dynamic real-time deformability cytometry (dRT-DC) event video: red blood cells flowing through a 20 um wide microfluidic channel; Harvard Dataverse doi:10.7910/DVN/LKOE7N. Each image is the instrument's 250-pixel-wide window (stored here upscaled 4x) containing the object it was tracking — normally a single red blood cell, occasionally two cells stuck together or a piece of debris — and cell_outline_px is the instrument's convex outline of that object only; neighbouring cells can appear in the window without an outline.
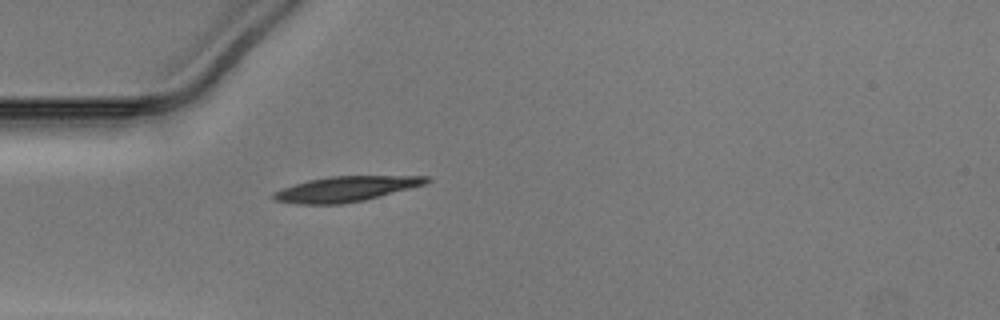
{"species": "Egyptian fruit bat (a non-hibernating species)", "species_latin": "Rousettus aegyptiacus", "temperature_condition": "warm", "stored_images_in_passage": 37, "camera_frame_rate_fps": 3000, "um_per_image_px": 0.085, "animal": {"sex": "male"}, "frame": {"image": 1, "passage_image": 1, "time_ms": 0.0, "image_size_px": [1000, 320], "cell_outline_px": [[432, 180], [424, 184], [364, 200], [344, 204], [296, 204], [276, 200], [272, 196], [272, 192], [308, 180], [328, 176], [432, 176]], "centroid_in_image_um": [29.4, 16.06], "position_along_channel_um": 55.6, "area_um2": 22.25}}
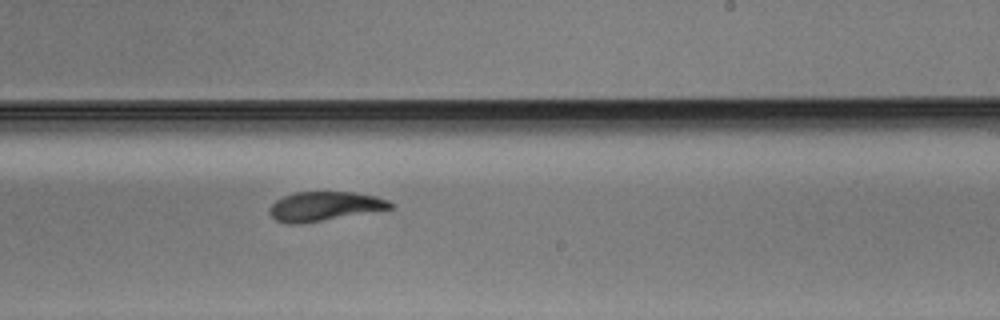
{"frame": {"image": 2, "passage_image": 17, "time_ms": 5.333, "image_size_px": [1000, 320], "cell_outline_px": [[396, 204], [392, 208], [300, 224], [288, 224], [276, 220], [268, 212], [268, 208], [276, 200], [284, 196], [296, 192], [352, 192], [376, 196], [388, 200]], "centroid_in_image_um": [27.57, 17.53], "position_along_channel_um": 261.4, "area_um2": 20.46}}
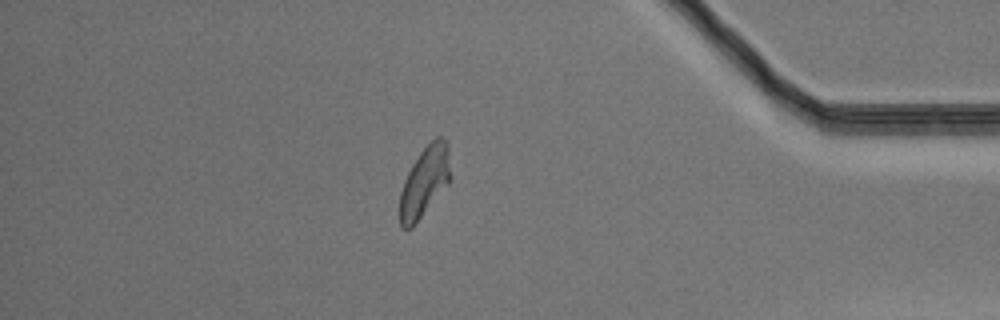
{"frame": {"image": 3, "passage_image": 30, "time_ms": 9.667, "image_size_px": [1000, 320], "cell_outline_px": [[452, 176], [448, 184], [412, 228], [400, 228], [400, 192], [404, 180], [412, 164], [420, 152], [436, 136], [440, 136], [448, 140]], "centroid_in_image_um": [36.12, 15.41], "position_along_channel_um": 399.1, "area_um2": 20.98}}